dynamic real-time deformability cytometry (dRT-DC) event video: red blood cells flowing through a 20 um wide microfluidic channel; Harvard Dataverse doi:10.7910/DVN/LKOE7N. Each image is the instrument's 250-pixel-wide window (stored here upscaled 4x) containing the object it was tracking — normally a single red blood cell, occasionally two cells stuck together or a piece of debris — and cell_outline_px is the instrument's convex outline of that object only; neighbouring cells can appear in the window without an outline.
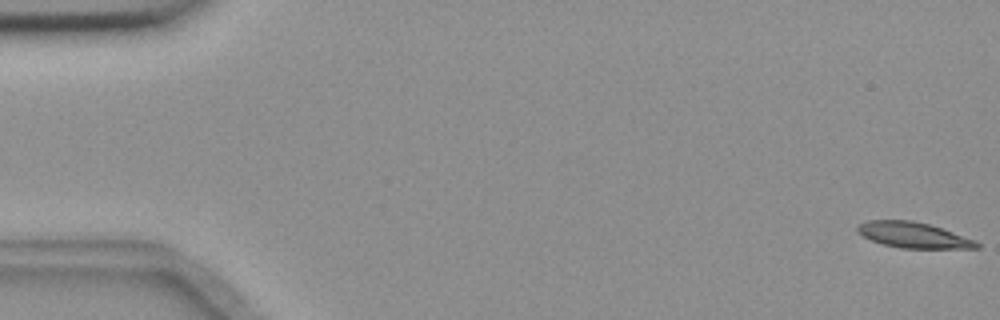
{"species": "common noctule bat (a hibernating species)", "species_latin": "Nyctalus noctula", "temperature_condition": "room temperature", "stored_images_in_passage": 56, "camera_frame_rate_fps": 3000, "um_per_image_px": 0.085, "animal": {"sex": "female", "body_mass_g": 18.4}, "frame": {"image": 1, "passage_image": 1, "time_ms": 0.0, "image_size_px": [1000, 320], "cell_outline_px": [[980, 248], [900, 248], [884, 244], [872, 240], [856, 232], [856, 228], [860, 224], [868, 220], [912, 220], [928, 224], [976, 240], [980, 244]], "centroid_in_image_um": [77.63, 19.98], "position_along_channel_um": 7.4, "area_um2": 17.63}}
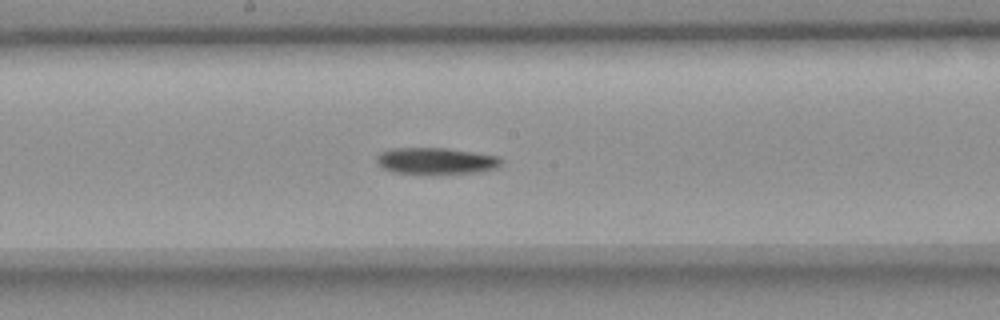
{"frame": {"image": 2, "passage_image": 30, "time_ms": 9.667, "image_size_px": [1000, 320], "cell_outline_px": [[504, 160], [496, 168], [480, 172], [432, 176], [392, 172], [376, 164], [376, 156], [380, 152], [392, 148], [448, 148], [500, 156]], "centroid_in_image_um": [37.06, 13.71], "position_along_channel_um": 211.1, "area_um2": 20.17}}
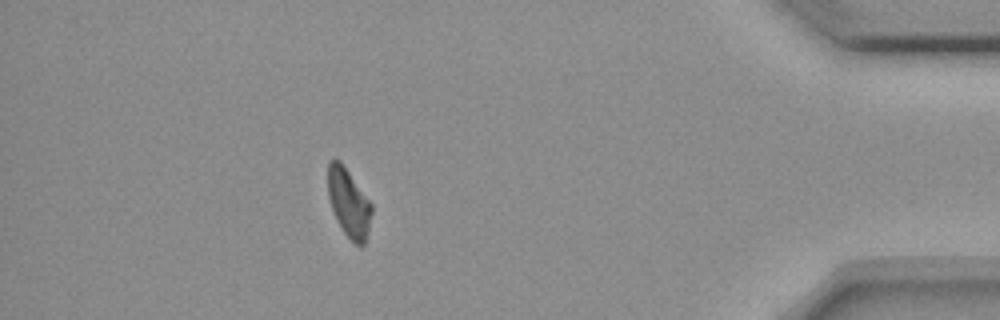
{"frame": {"image": 3, "passage_image": 50, "time_ms": 16.333, "image_size_px": [1000, 320], "cell_outline_px": [[372, 212], [368, 232], [364, 244], [360, 248], [344, 232], [336, 220], [328, 196], [328, 160], [340, 160], [372, 204]], "centroid_in_image_um": [29.64, 17.25], "position_along_channel_um": 405.6, "area_um2": 17.28}, "authors_computed_cell_mechanics": {"area_um2": 19.0451, "velocity_mm_per_s": 3.644, "shape_relaxation_time_tau1_ms": 7.0922, "shape_relaxation_time_tau2_ms": null, "deformation_change_tau1": 0.1509, "deformation_change_tau2": null}}